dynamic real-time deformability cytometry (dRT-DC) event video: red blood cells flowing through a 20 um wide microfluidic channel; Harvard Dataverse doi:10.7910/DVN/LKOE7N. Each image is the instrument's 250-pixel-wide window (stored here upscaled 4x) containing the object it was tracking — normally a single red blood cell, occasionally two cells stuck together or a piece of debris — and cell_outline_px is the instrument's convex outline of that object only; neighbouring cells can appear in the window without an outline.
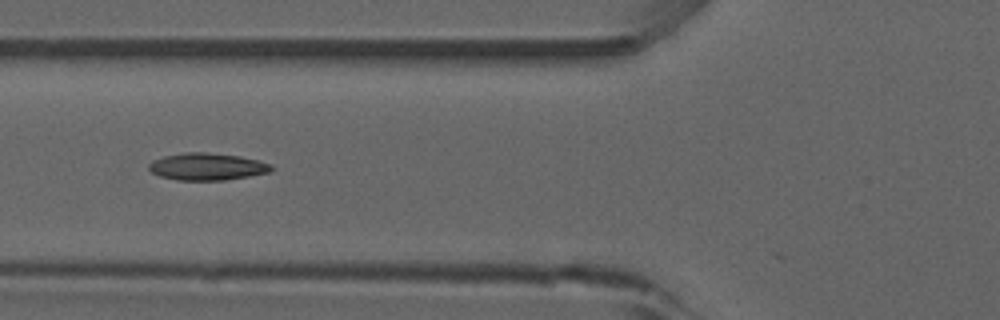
{"species": "common noctule bat (a hibernating species)", "species_latin": "Nyctalus noctula", "temperature_condition": "room temperature", "stored_images_in_passage": 46, "camera_frame_rate_fps": 3000, "um_per_image_px": 0.085, "animal": {"sex": "male", "forearm_length_mm": 52.5}, "frame": {"image": 1, "passage_image": 20, "time_ms": 6.333, "image_size_px": [1000, 320], "cell_outline_px": [[276, 168], [272, 172], [224, 180], [176, 180], [160, 176], [152, 172], [148, 168], [148, 164], [152, 160], [164, 156], [184, 152], [208, 152], [240, 156], [260, 160], [272, 164]], "centroid_in_image_um": [17.65, 14.15], "position_along_channel_um": 108.2, "area_um2": 19.65}}